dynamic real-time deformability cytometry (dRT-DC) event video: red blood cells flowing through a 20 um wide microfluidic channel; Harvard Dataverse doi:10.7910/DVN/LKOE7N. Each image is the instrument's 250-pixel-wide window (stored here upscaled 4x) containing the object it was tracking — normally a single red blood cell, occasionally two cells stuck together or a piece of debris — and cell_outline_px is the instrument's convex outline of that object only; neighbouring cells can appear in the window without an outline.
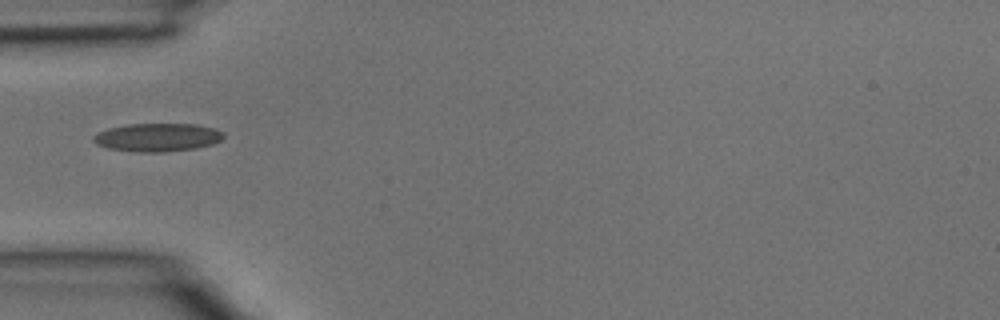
{"species": "common noctule bat (a hibernating species)", "species_latin": "Nyctalus noctula", "temperature_condition": "room temperature", "stored_images_in_passage": 3, "camera_frame_rate_fps": 3000, "um_per_image_px": 0.085, "animal": {"sex": "male", "body_mass_g": 15.6}, "frame": {"image": 1, "passage_image": 3, "time_ms": 0.667, "image_size_px": [1000, 320], "cell_outline_px": [[224, 136], [220, 140], [212, 144], [196, 148], [164, 152], [136, 152], [108, 148], [96, 144], [92, 140], [92, 136], [108, 128], [128, 124], [196, 124], [216, 128], [224, 132]], "centroid_in_image_um": [13.39, 11.67], "position_along_channel_um": 71.6, "area_um2": 21.5}}